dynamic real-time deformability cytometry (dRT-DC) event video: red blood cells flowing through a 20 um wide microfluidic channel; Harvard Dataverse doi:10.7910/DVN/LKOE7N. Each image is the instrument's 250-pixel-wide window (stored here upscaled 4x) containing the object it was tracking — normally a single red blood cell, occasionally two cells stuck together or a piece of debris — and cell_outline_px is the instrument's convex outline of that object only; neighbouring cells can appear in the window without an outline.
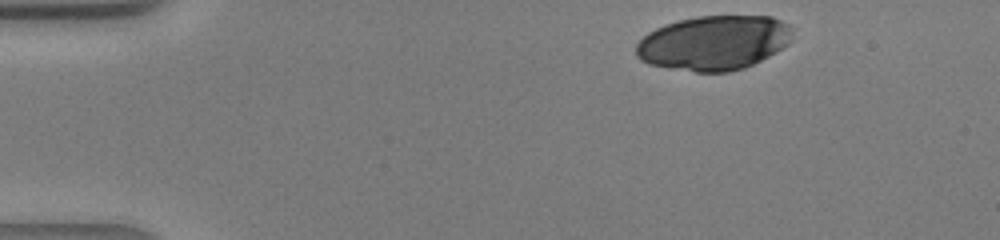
{"species": "human", "species_latin": "Homo sapiens", "temperature_condition": "warm", "stored_images_in_passage": 11, "camera_frame_rate_fps": 3000, "um_per_image_px": 0.085, "donor": {"sex": "male"}, "frame": {"image": 1, "passage_image": 1, "time_ms": 0.0, "image_size_px": [1000, 240], "cell_outline_px": [[792, 40], [788, 44], [776, 52], [744, 68], [728, 72], [696, 72], [648, 64], [640, 60], [636, 56], [636, 44], [648, 32], [664, 24], [696, 16], [772, 16], [788, 24], [792, 28]], "centroid_in_image_um": [60.68, 3.63], "position_along_channel_um": 24.3, "area_um2": 49.82}}
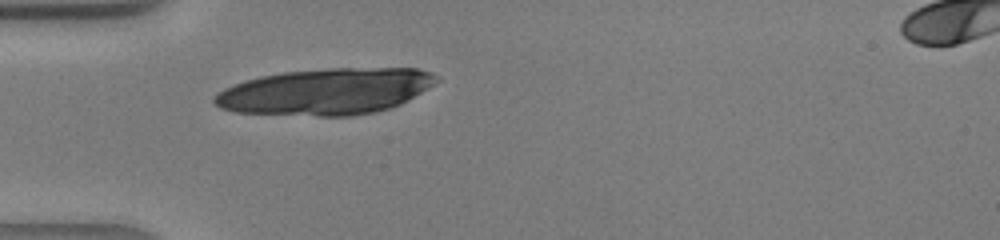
{"frame": {"image": 2, "passage_image": 8, "time_ms": 2.333, "image_size_px": [1000, 240], "cell_outline_px": [[440, 80], [428, 88], [408, 100], [392, 108], [376, 112], [352, 116], [320, 116], [236, 112], [220, 108], [212, 100], [224, 88], [244, 80], [260, 76], [284, 72], [332, 68], [416, 68], [432, 72]], "centroid_in_image_um": [27.73, 7.78], "position_along_channel_um": 57.3, "area_um2": 59.94}}